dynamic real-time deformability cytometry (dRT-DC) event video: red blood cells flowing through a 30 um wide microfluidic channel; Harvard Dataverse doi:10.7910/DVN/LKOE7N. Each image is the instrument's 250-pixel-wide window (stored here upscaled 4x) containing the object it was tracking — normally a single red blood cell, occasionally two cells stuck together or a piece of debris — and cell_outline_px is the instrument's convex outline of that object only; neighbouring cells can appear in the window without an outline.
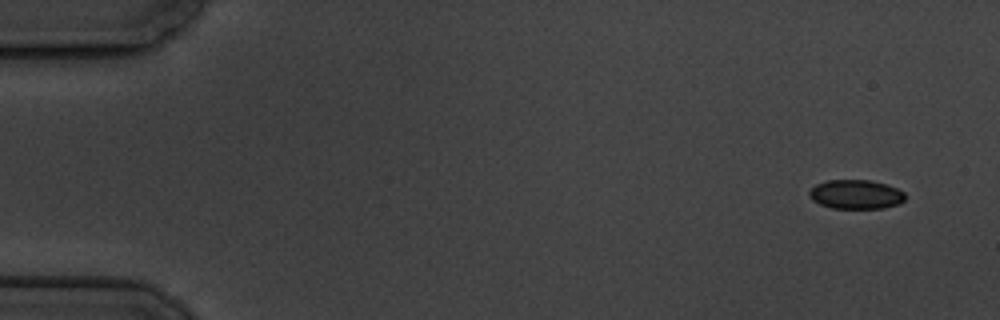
{"species": "common noctule bat (a hibernating species)", "species_latin": "Nyctalus noctula", "temperature_condition": "cold", "stored_images_in_passage": 5, "camera_frame_rate_fps": 3000, "um_per_image_px": 0.085, "animal": {"sex": "male", "body_mass_g": 19.5, "forearm_length_mm": 54.6}, "frame": {"image": 1, "passage_image": 1, "time_ms": 0.0, "image_size_px": [1000, 320], "cell_outline_px": [[904, 200], [900, 204], [884, 208], [832, 208], [820, 204], [812, 200], [808, 196], [808, 192], [816, 184], [828, 180], [868, 180], [884, 184], [896, 188], [904, 192]], "centroid_in_image_um": [72.73, 16.53], "position_along_channel_um": 12.3, "area_um2": 16.24}}
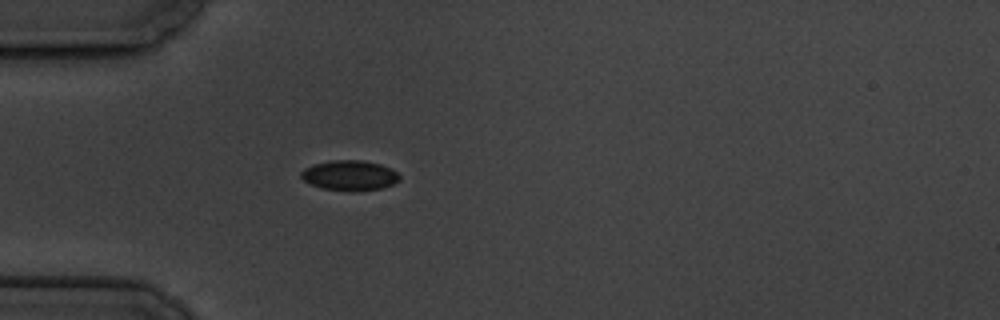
{"frame": {"image": 2, "passage_image": 5, "time_ms": 4.667, "image_size_px": [1000, 320], "cell_outline_px": [[400, 180], [392, 184], [380, 188], [352, 192], [320, 188], [304, 180], [300, 176], [300, 172], [304, 168], [312, 164], [328, 160], [364, 160], [380, 164], [396, 172], [400, 176]], "centroid_in_image_um": [29.68, 14.9], "position_along_channel_um": 55.3, "area_um2": 17.4}}